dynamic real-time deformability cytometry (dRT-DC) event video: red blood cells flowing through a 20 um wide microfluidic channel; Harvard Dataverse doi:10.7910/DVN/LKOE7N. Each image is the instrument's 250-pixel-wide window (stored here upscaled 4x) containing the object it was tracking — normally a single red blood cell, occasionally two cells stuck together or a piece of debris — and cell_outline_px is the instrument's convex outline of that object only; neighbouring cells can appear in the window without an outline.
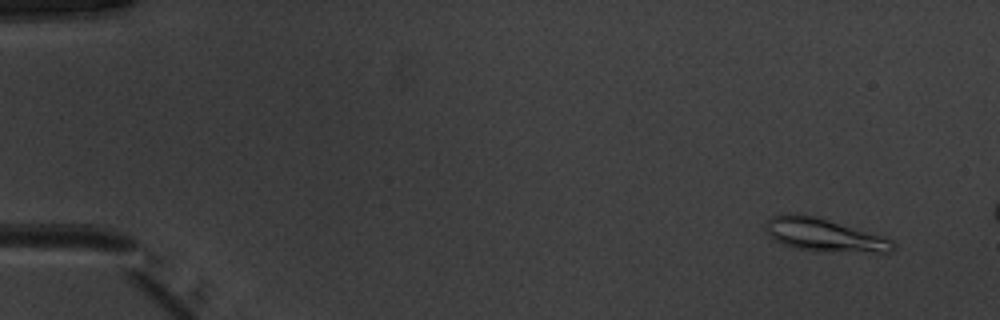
{"species": "common noctule bat (a hibernating species)", "species_latin": "Nyctalus noctula", "temperature_condition": "warm", "stored_images_in_passage": 8, "camera_frame_rate_fps": 3000, "um_per_image_px": 0.085, "animal": {"sex": "male", "body_mass_g": 20.1, "forearm_length_mm": 53.5}, "frame": {"image": 1, "passage_image": 1, "time_ms": 0.0, "image_size_px": [1000, 320], "cell_outline_px": [[896, 248], [892, 252], [816, 252], [796, 248], [784, 244], [776, 240], [764, 232], [764, 224], [772, 216], [788, 212], [792, 212], [816, 216], [880, 236], [892, 240], [896, 244]], "centroid_in_image_um": [70.0, 19.98], "position_along_channel_um": 15.0, "area_um2": 24.68}}